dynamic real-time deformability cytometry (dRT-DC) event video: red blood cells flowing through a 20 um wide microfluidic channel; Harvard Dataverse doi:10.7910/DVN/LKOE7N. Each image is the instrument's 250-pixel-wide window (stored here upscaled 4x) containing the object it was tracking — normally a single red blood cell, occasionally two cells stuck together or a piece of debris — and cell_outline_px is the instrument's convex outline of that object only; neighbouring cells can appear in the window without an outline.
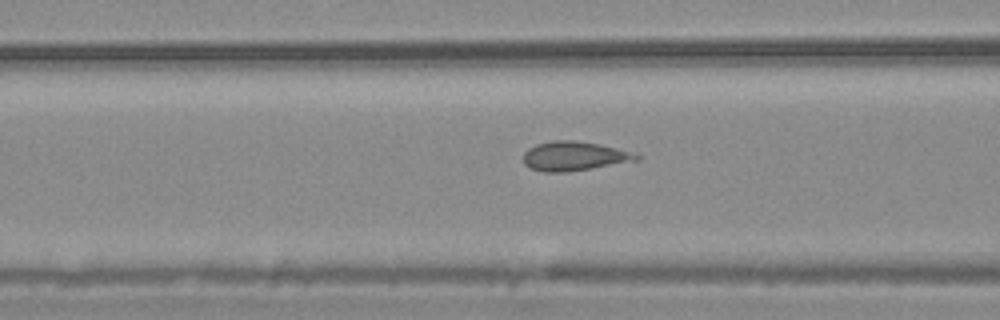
{"species": "common noctule bat (a hibernating species)", "species_latin": "Nyctalus noctula", "temperature_condition": "warm", "stored_images_in_passage": 6, "camera_frame_rate_fps": 3000, "um_per_image_px": 0.085, "animal": {"sex": "male", "body_mass_g": 20.4}, "frame": {"image": 1, "passage_image": 4, "time_ms": 1.0, "image_size_px": [1000, 320], "cell_outline_px": [[640, 160], [568, 172], [544, 172], [532, 168], [524, 164], [524, 152], [528, 148], [536, 144], [552, 140], [572, 140], [600, 144], [636, 152], [640, 156]], "centroid_in_image_um": [48.84, 13.26], "position_along_channel_um": 117.8, "area_um2": 19.42}}